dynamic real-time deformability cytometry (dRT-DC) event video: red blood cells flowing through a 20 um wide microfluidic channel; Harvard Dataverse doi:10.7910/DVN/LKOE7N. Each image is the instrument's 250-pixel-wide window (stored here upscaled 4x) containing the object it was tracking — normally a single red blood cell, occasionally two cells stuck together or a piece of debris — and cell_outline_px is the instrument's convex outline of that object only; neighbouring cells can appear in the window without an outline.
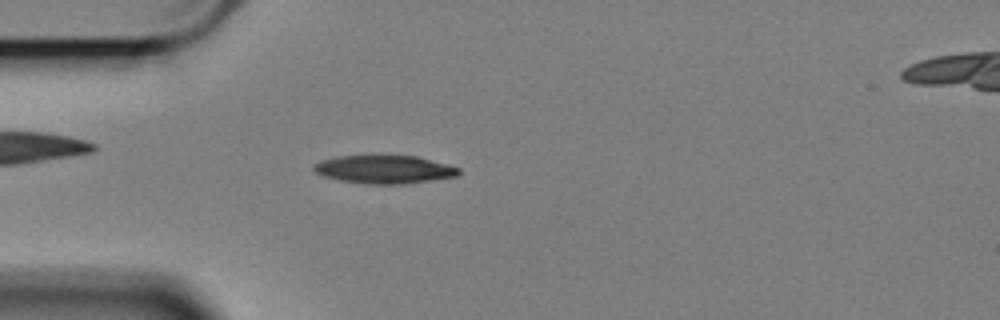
{"species": "Egyptian fruit bat (a non-hibernating species)", "species_latin": "Rousettus aegyptiacus", "temperature_condition": "cold", "stored_images_in_passage": 57, "camera_frame_rate_fps": 3000, "um_per_image_px": 0.085, "animal": {"sex": "female"}, "frame": {"image": 1, "passage_image": 15, "time_ms": 4.667, "image_size_px": [1000, 320], "cell_outline_px": [[460, 172], [456, 176], [404, 184], [368, 184], [340, 180], [324, 176], [316, 172], [312, 168], [316, 164], [324, 160], [336, 156], [416, 156], [448, 164], [460, 168]], "centroid_in_image_um": [32.69, 14.4], "position_along_channel_um": 52.3, "area_um2": 23.47}}
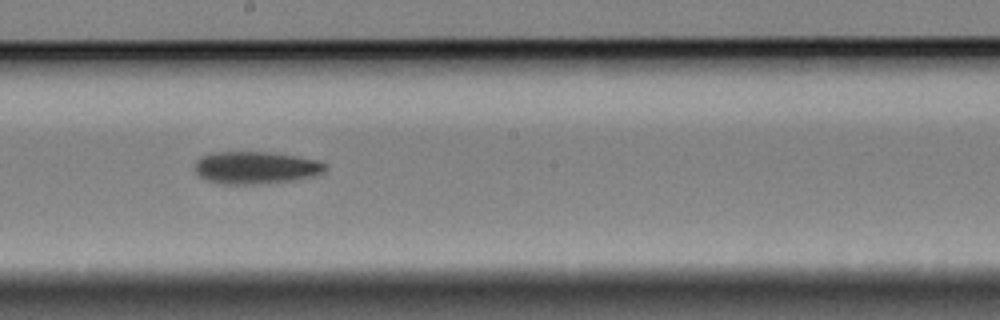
{"frame": {"image": 2, "passage_image": 31, "time_ms": 10.0, "image_size_px": [1000, 320], "cell_outline_px": [[328, 168], [324, 172], [312, 176], [292, 180], [260, 184], [216, 184], [204, 180], [196, 172], [196, 160], [200, 156], [216, 152], [264, 152], [320, 160], [328, 164]], "centroid_in_image_um": [21.73, 14.26], "position_along_channel_um": 226.5, "area_um2": 24.68}}
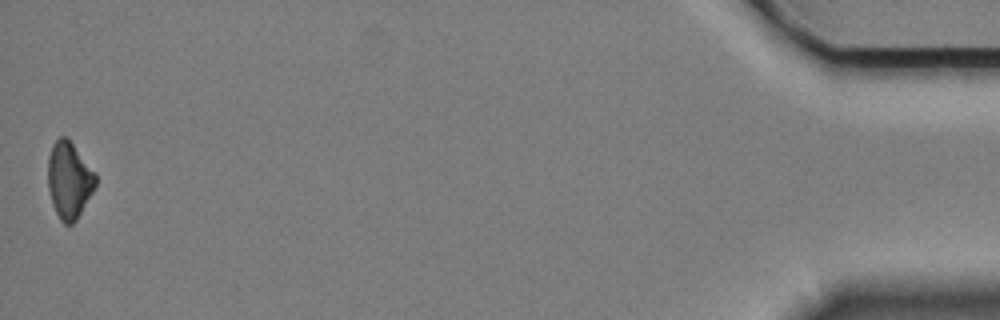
{"frame": {"image": 3, "passage_image": 57, "time_ms": 18.667, "image_size_px": [1000, 320], "cell_outline_px": [[96, 184], [92, 192], [76, 220], [72, 224], [64, 224], [60, 220], [52, 204], [48, 188], [48, 156], [52, 144], [60, 136], [64, 136], [72, 144], [96, 172]], "centroid_in_image_um": [5.86, 15.31], "position_along_channel_um": 429.3, "area_um2": 21.1}, "authors_computed_cell_mechanics": {"area_um2": 23.2356, "velocity_mm_per_s": 3.3969, "shape_relaxation_time_tau1_ms": 6.8342, "shape_relaxation_time_tau2_ms": null, "deformation_change_tau1": 0.1342, "deformation_change_tau2": null}}